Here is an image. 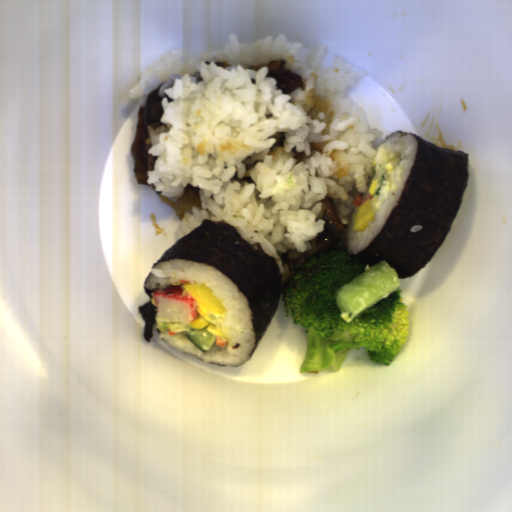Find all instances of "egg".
Returning a JSON list of instances; mask_svg holds the SVG:
<instances>
[{
	"label": "egg",
	"instance_id": "obj_1",
	"mask_svg": "<svg viewBox=\"0 0 512 512\" xmlns=\"http://www.w3.org/2000/svg\"><path fill=\"white\" fill-rule=\"evenodd\" d=\"M178 286L182 288V295L192 297L196 304L198 315L194 321L188 323L189 327L196 330L205 328L216 338L227 340L230 337V330L222 325L227 313L223 303L225 298L219 299L206 282L182 281Z\"/></svg>",
	"mask_w": 512,
	"mask_h": 512
},
{
	"label": "egg",
	"instance_id": "obj_2",
	"mask_svg": "<svg viewBox=\"0 0 512 512\" xmlns=\"http://www.w3.org/2000/svg\"><path fill=\"white\" fill-rule=\"evenodd\" d=\"M400 160L399 154L386 152L384 146L378 148L371 159L372 179L368 185V196H371L374 216L391 190L399 188L395 183L394 169Z\"/></svg>",
	"mask_w": 512,
	"mask_h": 512
}]
</instances>
